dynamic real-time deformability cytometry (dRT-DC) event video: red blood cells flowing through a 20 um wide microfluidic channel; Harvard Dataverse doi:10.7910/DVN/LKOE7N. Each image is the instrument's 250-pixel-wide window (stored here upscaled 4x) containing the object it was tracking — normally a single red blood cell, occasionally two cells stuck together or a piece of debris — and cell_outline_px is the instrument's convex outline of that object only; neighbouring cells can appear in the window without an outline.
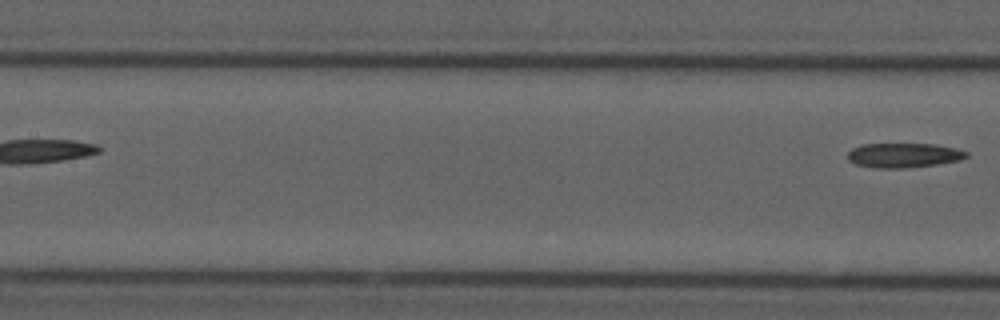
{"species": "common noctule bat (a hibernating species)", "species_latin": "Nyctalus noctula", "temperature_condition": "cold", "stored_images_in_passage": 8, "segment_of_instrument_passage": [2, 2], "camera_frame_rate_fps": 3000, "um_per_image_px": 0.085, "animal": {"sex": "male", "forearm_length_mm": 52.5}, "frame": {"image": 1, "passage_image": 8, "time_ms": 8.667, "image_size_px": [1000, 320], "cell_outline_px": [[968, 156], [960, 160], [936, 164], [904, 168], [872, 168], [856, 164], [848, 160], [848, 152], [852, 148], [864, 144], [936, 144], [956, 148], [968, 152]], "centroid_in_image_um": [76.81, 13.2], "position_along_channel_um": 130.6, "area_um2": 16.99}}